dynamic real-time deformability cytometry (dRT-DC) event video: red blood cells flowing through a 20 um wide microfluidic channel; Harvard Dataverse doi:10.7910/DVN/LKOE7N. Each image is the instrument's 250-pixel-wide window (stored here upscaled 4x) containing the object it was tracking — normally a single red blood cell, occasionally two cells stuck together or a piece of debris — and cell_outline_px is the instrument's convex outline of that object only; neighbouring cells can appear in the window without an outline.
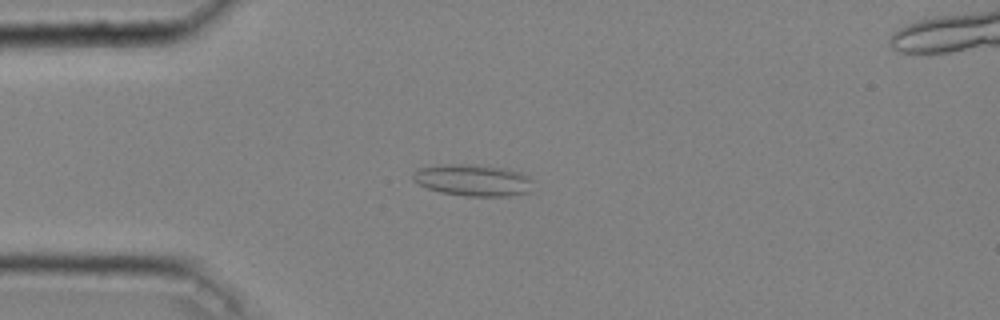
{"species": "common noctule bat (a hibernating species)", "species_latin": "Nyctalus noctula", "temperature_condition": "cold", "stored_images_in_passage": 47, "camera_frame_rate_fps": 3000, "um_per_image_px": 0.085, "animal": {"sex": "male", "body_mass_g": 20.4}, "frame": {"image": 1, "passage_image": 12, "time_ms": 3.667, "image_size_px": [1000, 320], "cell_outline_px": [[532, 192], [508, 196], [464, 196], [440, 192], [428, 188], [412, 180], [412, 172], [416, 168], [444, 164], [468, 164], [508, 168], [520, 172], [528, 176], [532, 180]], "centroid_in_image_um": [40.21, 15.31], "position_along_channel_um": 44.8, "area_um2": 22.48}}
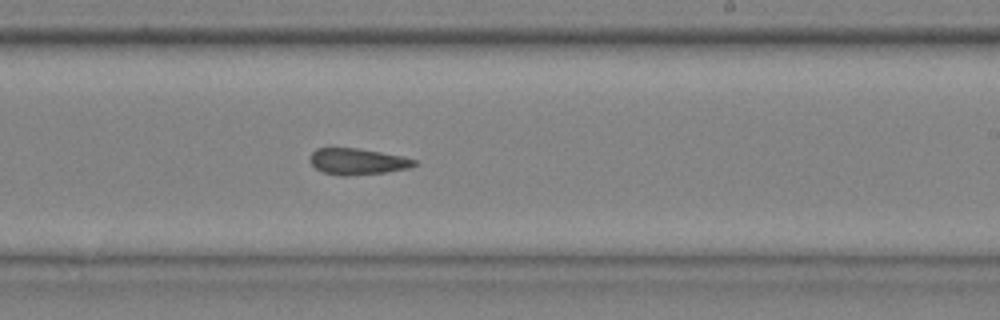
{"frame": {"image": 2, "passage_image": 29, "time_ms": 9.333, "image_size_px": [1000, 320], "cell_outline_px": [[416, 164], [408, 168], [388, 172], [348, 176], [340, 176], [324, 172], [316, 168], [308, 160], [308, 156], [316, 148], [356, 148], [404, 156], [416, 160]], "centroid_in_image_um": [30.36, 13.73], "position_along_channel_um": 258.6, "area_um2": 16.07}}
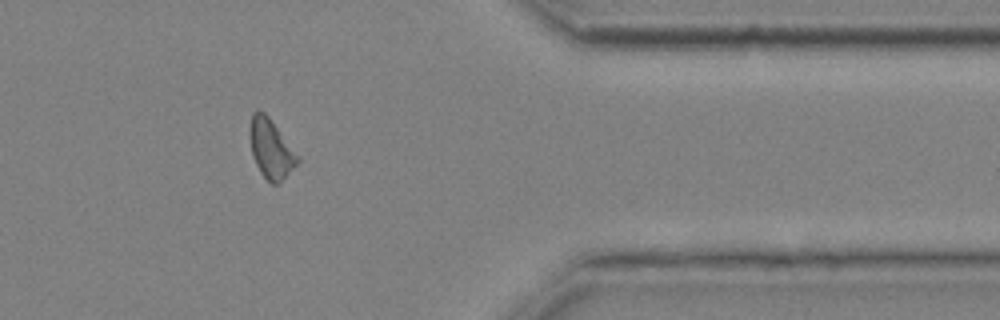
{"frame": {"image": 3, "passage_image": 40, "time_ms": 13.0, "image_size_px": [1000, 320], "cell_outline_px": [[300, 160], [276, 184], [272, 184], [260, 172], [256, 164], [252, 152], [252, 112], [256, 108], [264, 112], [268, 116], [300, 156]], "centroid_in_image_um": [23.06, 12.63], "position_along_channel_um": 388.3, "area_um2": 15.72}, "authors_computed_cell_mechanics": {"area_um2": 16.9354, "velocity_mm_per_s": 4.0598, "shape_relaxation_time_tau1_ms": null, "shape_relaxation_time_tau2_ms": 3.8637, "deformation_change_tau1": null, "deformation_change_tau2": 0.109}}